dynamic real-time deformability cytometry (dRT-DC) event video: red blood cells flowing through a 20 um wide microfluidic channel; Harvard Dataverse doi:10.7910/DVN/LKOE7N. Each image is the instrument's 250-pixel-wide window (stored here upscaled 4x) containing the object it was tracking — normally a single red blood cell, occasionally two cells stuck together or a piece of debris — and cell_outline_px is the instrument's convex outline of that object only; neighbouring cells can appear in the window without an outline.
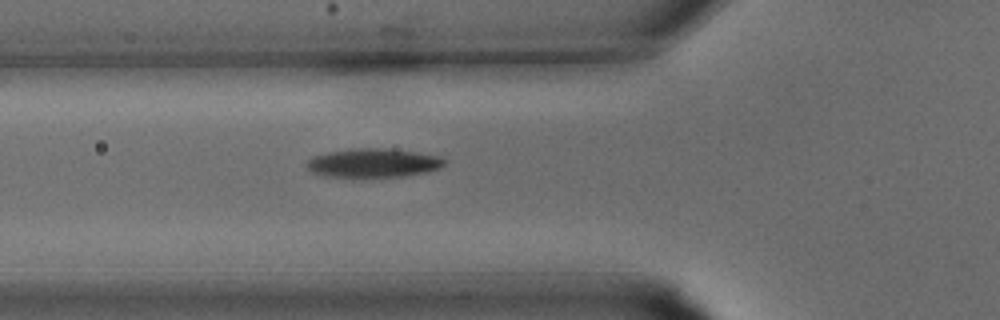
{"species": "common noctule bat (a hibernating species)", "species_latin": "Nyctalus noctula", "temperature_condition": "warm", "stored_images_in_passage": 21, "camera_frame_rate_fps": 3000, "um_per_image_px": 0.085, "animal": {"sex": "male", "body_mass_g": 15.6}, "frame": {"image": 1, "passage_image": 2, "time_ms": 0.333, "image_size_px": [1000, 320], "cell_outline_px": [[448, 160], [440, 168], [428, 172], [404, 176], [324, 176], [312, 172], [304, 164], [312, 156], [328, 152], [348, 148], [384, 148], [416, 152], [440, 156]], "centroid_in_image_um": [31.74, 13.83], "position_along_channel_um": 94.1, "area_um2": 23.18}}
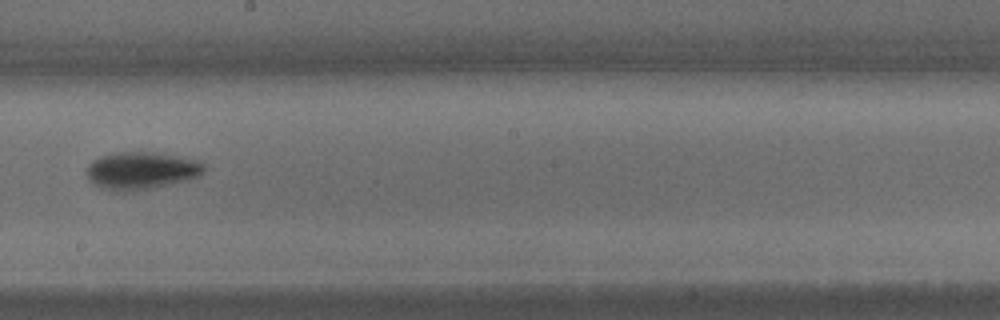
{"frame": {"image": 2, "passage_image": 9, "time_ms": 2.667, "image_size_px": [1000, 320], "cell_outline_px": [[204, 172], [200, 176], [188, 180], [144, 188], [108, 188], [96, 184], [88, 180], [88, 164], [92, 160], [100, 156], [116, 152], [160, 152], [200, 160], [204, 164]], "centroid_in_image_um": [12.09, 14.42], "position_along_channel_um": 236.1, "area_um2": 24.8}}
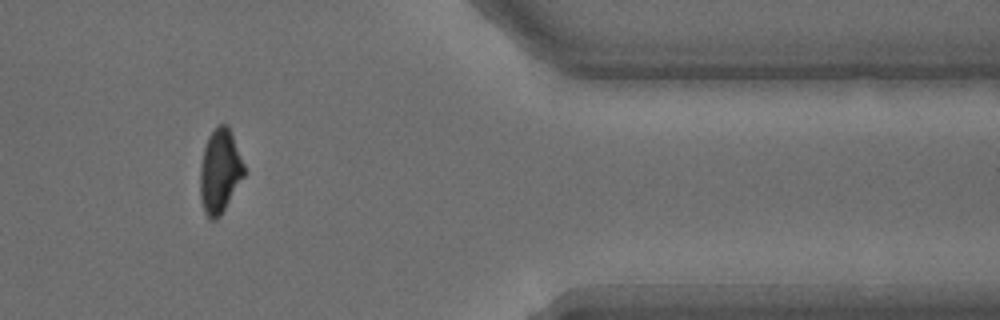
{"frame": {"image": 3, "passage_image": 18, "time_ms": 5.667, "image_size_px": [1000, 320], "cell_outline_px": [[248, 172], [220, 216], [216, 220], [212, 220], [204, 212], [200, 200], [200, 168], [204, 148], [208, 136], [220, 124], [228, 124]], "centroid_in_image_um": [18.72, 14.57], "position_along_channel_um": 392.7, "area_um2": 21.85}}